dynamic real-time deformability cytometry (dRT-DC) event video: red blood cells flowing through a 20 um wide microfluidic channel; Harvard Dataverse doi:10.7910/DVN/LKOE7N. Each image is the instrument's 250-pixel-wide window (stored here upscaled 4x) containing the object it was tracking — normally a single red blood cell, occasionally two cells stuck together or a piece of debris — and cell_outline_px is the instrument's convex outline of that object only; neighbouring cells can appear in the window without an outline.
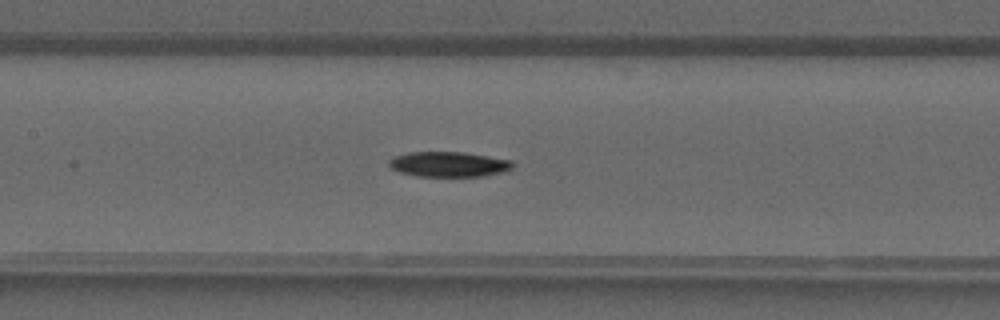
{"species": "common noctule bat (a hibernating species)", "species_latin": "Nyctalus noctula", "temperature_condition": "warm", "stored_images_in_passage": 40, "segment_of_instrument_passage": [1, 2], "camera_frame_rate_fps": 3000, "um_per_image_px": 0.085, "animal": {"sex": "male", "forearm_length_mm": 52.5}, "frame": {"image": 1, "passage_image": 18, "time_ms": 5.667, "image_size_px": [1000, 320], "cell_outline_px": [[516, 164], [512, 168], [504, 172], [484, 176], [416, 176], [400, 172], [392, 168], [388, 164], [388, 160], [392, 156], [408, 152], [464, 152], [512, 160]], "centroid_in_image_um": [38.15, 13.96], "position_along_channel_um": 169.2, "area_um2": 18.32}}
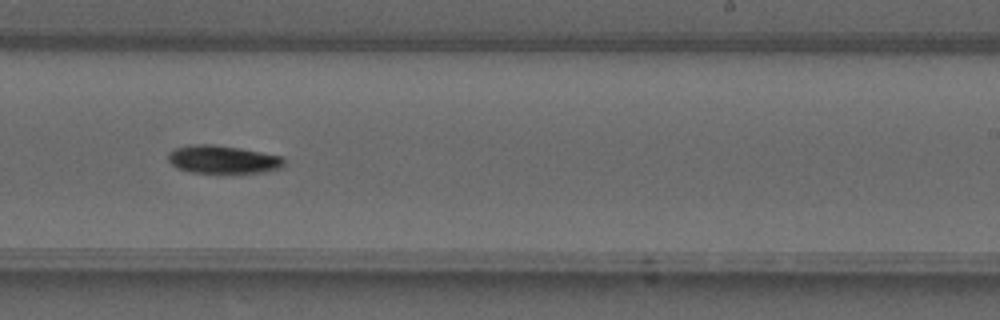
{"frame": {"image": 2, "passage_image": 24, "time_ms": 7.667, "image_size_px": [1000, 320], "cell_outline_px": [[284, 168], [268, 172], [240, 176], [188, 172], [176, 168], [168, 160], [168, 152], [176, 148], [196, 144], [212, 144], [260, 152], [280, 156], [284, 160]], "centroid_in_image_um": [18.98, 13.63], "position_along_channel_um": 270.0, "area_um2": 19.88}}
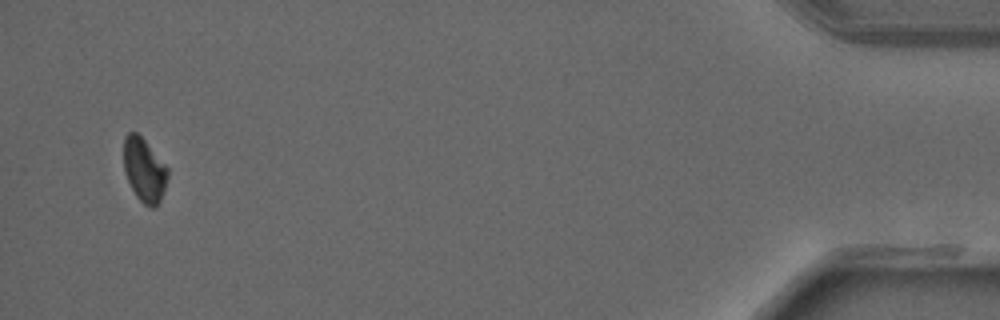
{"frame": {"image": 3, "passage_image": 38, "time_ms": 12.333, "image_size_px": [1000, 320], "cell_outline_px": [[168, 176], [160, 200], [156, 208], [152, 208], [144, 204], [136, 196], [124, 172], [124, 136], [128, 132], [136, 132], [144, 140], [168, 168]], "centroid_in_image_um": [12.25, 14.45], "position_along_channel_um": 423.0, "area_um2": 16.13}}